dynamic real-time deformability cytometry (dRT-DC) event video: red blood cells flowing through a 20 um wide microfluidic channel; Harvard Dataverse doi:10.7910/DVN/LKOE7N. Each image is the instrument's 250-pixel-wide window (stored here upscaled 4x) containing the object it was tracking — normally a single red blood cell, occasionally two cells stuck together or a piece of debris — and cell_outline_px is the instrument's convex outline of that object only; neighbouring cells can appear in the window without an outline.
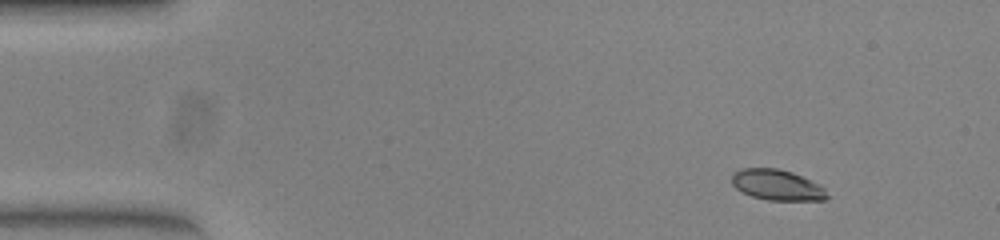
{"species": "common noctule bat (a hibernating species)", "species_latin": "Nyctalus noctula", "temperature_condition": "warm", "stored_images_in_passage": 48, "camera_frame_rate_fps": 3000, "um_per_image_px": 0.085, "animal": {"sex": "female", "body_mass_g": 23.0, "forearm_length_mm": 53.4}, "frame": {"image": 1, "passage_image": 1, "time_ms": 0.0, "image_size_px": [1000, 240], "cell_outline_px": [[828, 196], [824, 200], [768, 200], [752, 196], [736, 188], [732, 184], [732, 176], [736, 172], [744, 168], [776, 168], [792, 172], [824, 188]], "centroid_in_image_um": [66.03, 15.73], "position_along_channel_um": 19.0, "area_um2": 16.59}}
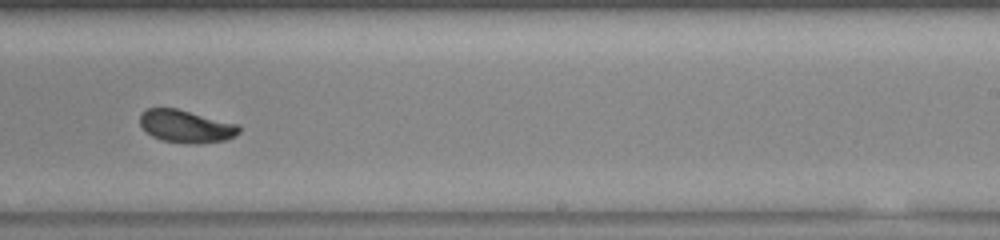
{"frame": {"image": 2, "passage_image": 28, "time_ms": 9.0, "image_size_px": [1000, 240], "cell_outline_px": [[240, 132], [224, 140], [200, 144], [192, 144], [160, 140], [152, 136], [140, 124], [140, 116], [148, 108], [176, 108], [236, 124], [240, 128]], "centroid_in_image_um": [15.79, 10.75], "position_along_channel_um": 273.2, "area_um2": 18.5}}
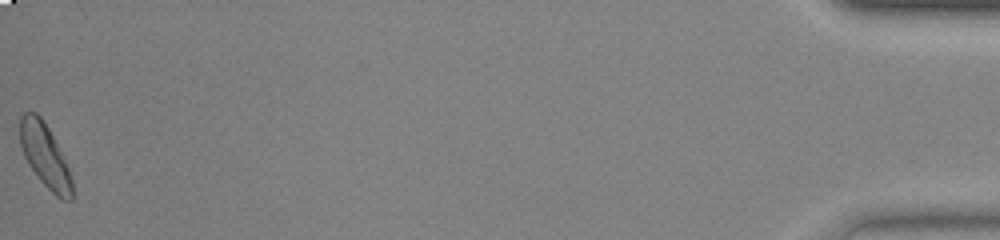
{"frame": {"image": 3, "passage_image": 48, "time_ms": 15.667, "image_size_px": [1000, 240], "cell_outline_px": [[72, 200], [60, 200], [40, 180], [28, 164], [24, 156], [20, 144], [20, 116], [24, 112], [36, 112], [40, 116], [48, 128], [68, 168], [72, 180]], "centroid_in_image_um": [3.8, 13.24], "position_along_channel_um": 431.4, "area_um2": 18.9}, "authors_computed_cell_mechanics": {"area_um2": 18.6405, "velocity_mm_per_s": 3.8943, "shape_relaxation_time_tau1_ms": 2.8336, "shape_relaxation_time_tau2_ms": 0.9487, "deformation_change_tau1": 0.1392, "deformation_change_tau2": 0.0514}}